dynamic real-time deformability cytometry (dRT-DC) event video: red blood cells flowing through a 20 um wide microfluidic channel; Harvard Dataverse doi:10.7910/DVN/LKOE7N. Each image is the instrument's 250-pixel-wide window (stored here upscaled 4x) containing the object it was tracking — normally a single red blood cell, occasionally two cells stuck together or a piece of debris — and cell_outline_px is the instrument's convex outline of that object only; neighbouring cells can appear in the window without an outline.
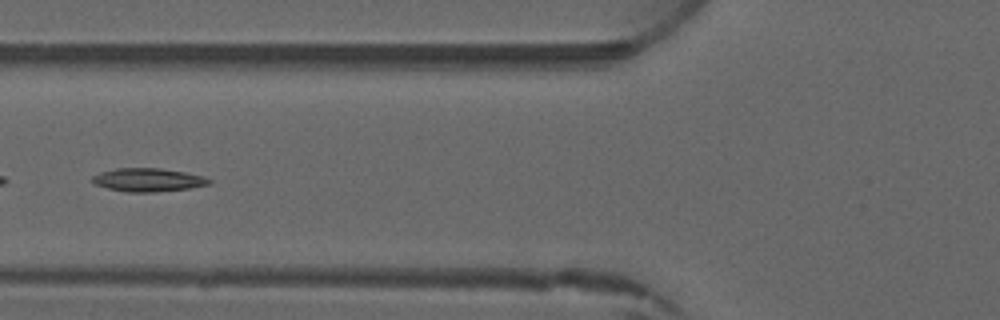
{"species": "common noctule bat (a hibernating species)", "species_latin": "Nyctalus noctula", "temperature_condition": "warm", "stored_images_in_passage": 6, "camera_frame_rate_fps": 3000, "um_per_image_px": 0.085, "animal": {"sex": "male", "forearm_length_mm": 52.5}, "frame": {"image": 1, "passage_image": 5, "time_ms": 5.667, "image_size_px": [1000, 320], "cell_outline_px": [[212, 184], [188, 188], [152, 192], [128, 192], [108, 188], [96, 184], [88, 180], [92, 176], [100, 172], [116, 168], [160, 168], [184, 172], [204, 176], [212, 180]], "centroid_in_image_um": [12.57, 15.28], "position_along_channel_um": 113.2, "area_um2": 15.9}}
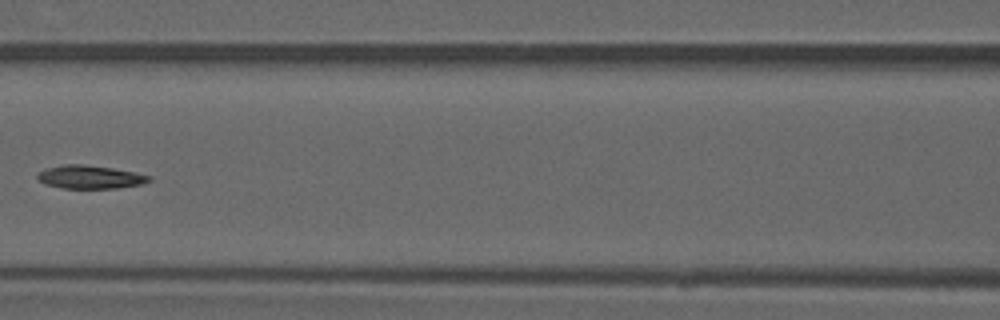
{"frame": {"image": 2, "passage_image": 6, "time_ms": 6.667, "image_size_px": [1000, 320], "cell_outline_px": [[152, 180], [140, 184], [116, 188], [64, 188], [44, 184], [36, 176], [36, 172], [48, 168], [64, 164], [84, 164], [112, 168], [136, 172], [152, 176]], "centroid_in_image_um": [7.65, 15.04], "position_along_channel_um": 158.9, "area_um2": 15.14}}